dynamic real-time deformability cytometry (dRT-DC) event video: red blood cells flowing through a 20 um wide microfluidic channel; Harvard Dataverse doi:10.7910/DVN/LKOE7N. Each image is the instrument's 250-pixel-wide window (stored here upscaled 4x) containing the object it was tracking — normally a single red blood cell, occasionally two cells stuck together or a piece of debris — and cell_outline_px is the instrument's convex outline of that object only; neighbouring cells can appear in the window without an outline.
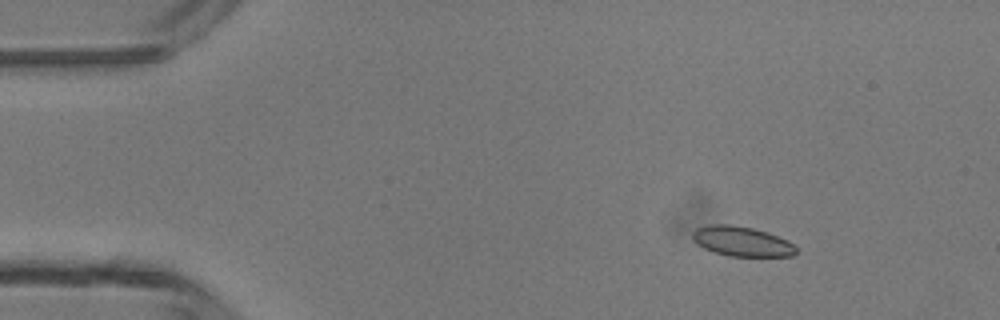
{"species": "common noctule bat (a hibernating species)", "species_latin": "Nyctalus noctula", "temperature_condition": "room temperature", "stored_images_in_passage": 4, "camera_frame_rate_fps": 3000, "um_per_image_px": 0.085, "animal": {"sex": "male", "body_mass_g": 13.3}, "frame": {"image": 1, "passage_image": 2, "time_ms": 1.333, "image_size_px": [1000, 320], "cell_outline_px": [[796, 252], [792, 256], [728, 256], [704, 248], [696, 244], [692, 240], [692, 232], [696, 228], [712, 224], [728, 224], [752, 228], [768, 232], [788, 240], [796, 244]], "centroid_in_image_um": [63.06, 20.51], "position_along_channel_um": 21.9, "area_um2": 18.09}}